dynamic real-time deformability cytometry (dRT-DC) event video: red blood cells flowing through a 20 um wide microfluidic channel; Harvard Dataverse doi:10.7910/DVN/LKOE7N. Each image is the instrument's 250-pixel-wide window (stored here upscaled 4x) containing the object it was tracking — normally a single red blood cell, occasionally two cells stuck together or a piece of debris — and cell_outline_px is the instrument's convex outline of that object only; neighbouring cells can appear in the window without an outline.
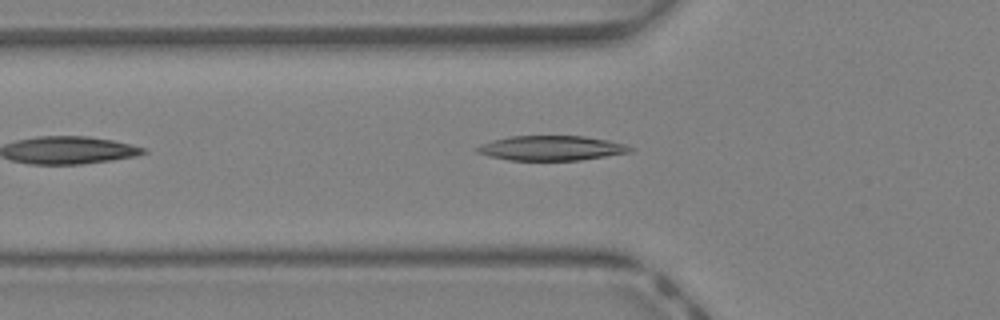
{"species": "Egyptian fruit bat (a non-hibernating species)", "species_latin": "Rousettus aegyptiacus", "temperature_condition": "warm", "stored_images_in_passage": 21, "camera_frame_rate_fps": 3000, "um_per_image_px": 0.085, "animal": {"sex": "female"}, "frame": {"image": 1, "passage_image": 5, "time_ms": 1.333, "image_size_px": [1000, 320], "cell_outline_px": [[636, 148], [632, 152], [580, 160], [508, 160], [488, 156], [476, 152], [476, 148], [480, 144], [492, 140], [508, 136], [584, 136], [608, 140], [624, 144]], "centroid_in_image_um": [46.86, 12.58], "position_along_channel_um": 78.9, "area_um2": 22.2}}
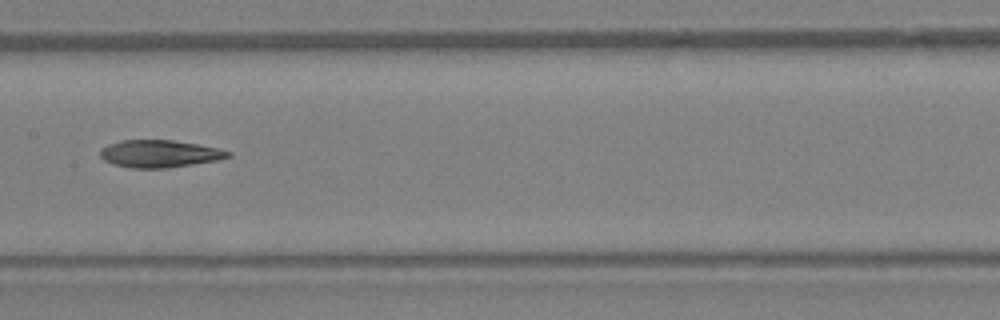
{"frame": {"image": 2, "passage_image": 12, "time_ms": 3.667, "image_size_px": [1000, 320], "cell_outline_px": [[232, 156], [216, 160], [192, 164], [164, 168], [128, 168], [112, 164], [104, 160], [100, 156], [100, 148], [108, 144], [120, 140], [172, 140], [200, 144], [220, 148], [232, 152]], "centroid_in_image_um": [13.55, 13.06], "position_along_channel_um": 193.9, "area_um2": 20.58}}
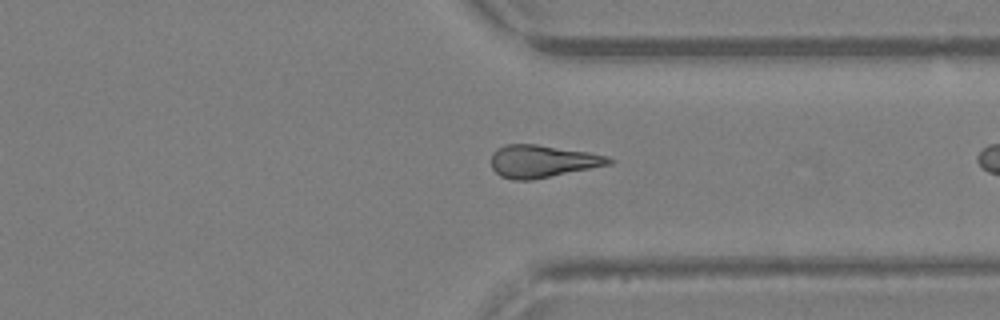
{"frame": {"image": 3, "passage_image": 20, "time_ms": 6.333, "image_size_px": [1000, 320], "cell_outline_px": [[612, 164], [532, 180], [512, 180], [500, 176], [492, 168], [492, 152], [496, 148], [504, 144], [536, 144], [588, 152], [608, 156], [612, 160]], "centroid_in_image_um": [46.07, 13.7], "position_along_channel_um": 365.3, "area_um2": 22.31}}